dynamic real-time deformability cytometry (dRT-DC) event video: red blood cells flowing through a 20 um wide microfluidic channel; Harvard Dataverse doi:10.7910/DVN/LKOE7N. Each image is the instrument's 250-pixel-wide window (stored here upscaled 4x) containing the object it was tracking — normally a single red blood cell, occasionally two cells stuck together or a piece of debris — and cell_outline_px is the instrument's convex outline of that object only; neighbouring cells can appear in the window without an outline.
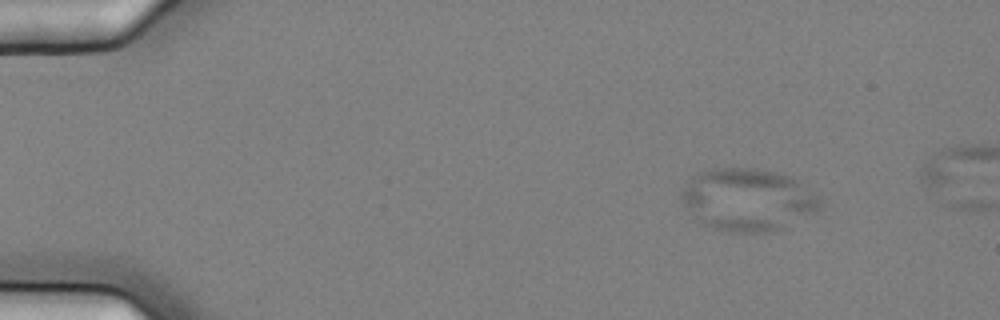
{"species": "common noctule bat (a hibernating species)", "species_latin": "Nyctalus noctula", "temperature_condition": "cold", "stored_images_in_passage": 4, "camera_frame_rate_fps": 3000, "um_per_image_px": 0.085, "animal": {"sex": "female", "body_mass_g": 25.1}, "frame": {"image": 1, "passage_image": 2, "time_ms": 0.333, "image_size_px": [1000, 320], "cell_outline_px": [[820, 212], [784, 228], [768, 232], [728, 232], [712, 228], [700, 220], [684, 204], [680, 196], [680, 192], [688, 180], [692, 176], [700, 172], [716, 168], [756, 168], [776, 172], [788, 176], [820, 196]], "centroid_in_image_um": [63.6, 16.98], "position_along_channel_um": 21.4, "area_um2": 50.34}}